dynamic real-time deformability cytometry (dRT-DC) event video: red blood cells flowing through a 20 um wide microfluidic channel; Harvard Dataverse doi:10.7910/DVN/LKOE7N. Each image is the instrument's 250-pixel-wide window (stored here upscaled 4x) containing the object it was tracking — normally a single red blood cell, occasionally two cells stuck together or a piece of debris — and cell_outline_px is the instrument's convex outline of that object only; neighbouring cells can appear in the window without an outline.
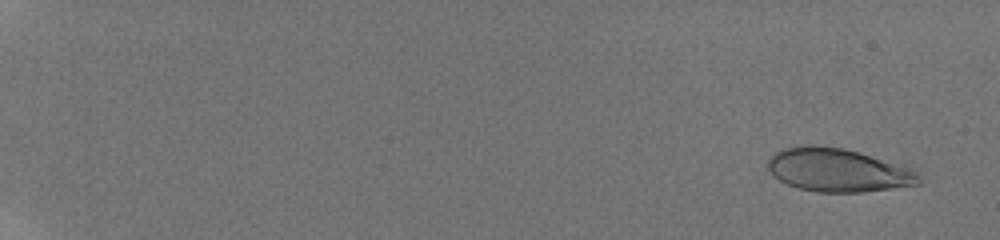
{"species": "human", "species_latin": "Homo sapiens", "temperature_condition": "room temperature", "stored_images_in_passage": 57, "camera_frame_rate_fps": 3000, "um_per_image_px": 0.085, "donor": {"sex": "male"}, "frame": {"image": 1, "passage_image": 4, "time_ms": 1.0, "image_size_px": [1000, 240], "cell_outline_px": [[920, 184], [864, 192], [816, 192], [800, 188], [788, 184], [772, 176], [768, 168], [768, 160], [772, 152], [784, 148], [804, 144], [812, 144], [844, 148], [904, 164], [920, 172]], "centroid_in_image_um": [71.25, 14.44], "position_along_channel_um": 13.8, "area_um2": 38.78}}
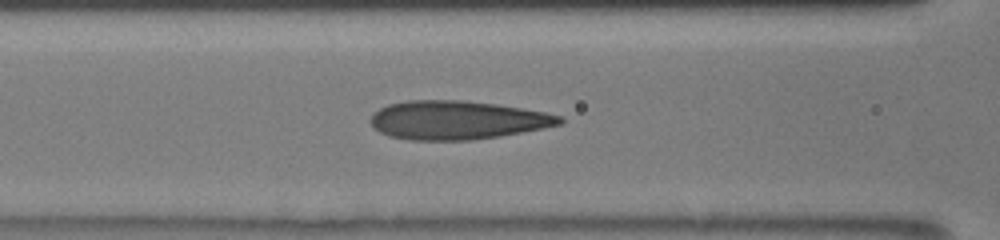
{"frame": {"image": 2, "passage_image": 29, "time_ms": 9.333, "image_size_px": [1000, 240], "cell_outline_px": [[564, 120], [560, 124], [544, 128], [500, 136], [468, 140], [412, 140], [392, 136], [380, 132], [372, 124], [372, 116], [380, 108], [388, 104], [408, 100], [460, 100], [496, 104], [544, 112], [560, 116]], "centroid_in_image_um": [38.87, 10.2], "position_along_channel_um": 127.7, "area_um2": 42.08}}
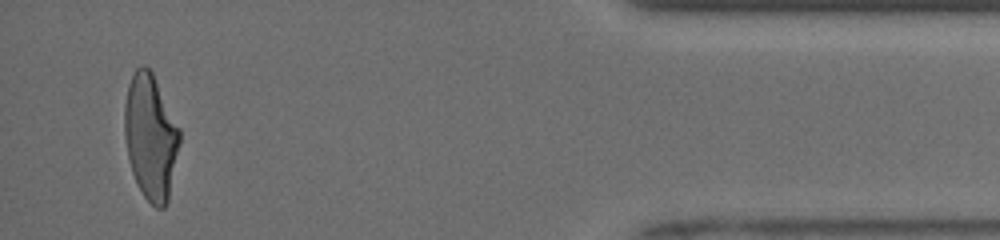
{"frame": {"image": 3, "passage_image": 55, "time_ms": 18.0, "image_size_px": [1000, 240], "cell_outline_px": [[180, 144], [168, 200], [164, 208], [156, 208], [144, 196], [132, 172], [128, 160], [124, 136], [124, 104], [128, 84], [136, 68], [140, 64], [144, 64], [152, 72], [180, 128]], "centroid_in_image_um": [12.79, 11.61], "position_along_channel_um": 422.4, "area_um2": 40.34}, "authors_computed_cell_mechanics": {"area_um2": 40.6334, "velocity_mm_per_s": 3.9683, "shape_relaxation_time_tau1_ms": 6.4693, "shape_relaxation_time_tau2_ms": 0.8021, "deformation_change_tau1": 0.2331, "deformation_change_tau2": 0.0823}}